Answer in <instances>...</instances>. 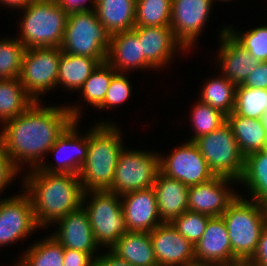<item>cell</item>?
I'll list each match as a JSON object with an SVG mask.
<instances>
[{"label":"cell","mask_w":267,"mask_h":266,"mask_svg":"<svg viewBox=\"0 0 267 266\" xmlns=\"http://www.w3.org/2000/svg\"><path fill=\"white\" fill-rule=\"evenodd\" d=\"M41 104L34 101L25 112L0 124L4 149L20 171L24 164L30 169L40 167L56 140L75 120L81 119L82 108L75 104L63 107Z\"/></svg>","instance_id":"cell-1"},{"label":"cell","mask_w":267,"mask_h":266,"mask_svg":"<svg viewBox=\"0 0 267 266\" xmlns=\"http://www.w3.org/2000/svg\"><path fill=\"white\" fill-rule=\"evenodd\" d=\"M23 176V192L31 199L35 221L47 228L82 206L84 190L74 174L47 173L39 167Z\"/></svg>","instance_id":"cell-2"},{"label":"cell","mask_w":267,"mask_h":266,"mask_svg":"<svg viewBox=\"0 0 267 266\" xmlns=\"http://www.w3.org/2000/svg\"><path fill=\"white\" fill-rule=\"evenodd\" d=\"M121 133L109 120L99 122L88 131V154L78 174L84 192L111 187L124 148Z\"/></svg>","instance_id":"cell-3"},{"label":"cell","mask_w":267,"mask_h":266,"mask_svg":"<svg viewBox=\"0 0 267 266\" xmlns=\"http://www.w3.org/2000/svg\"><path fill=\"white\" fill-rule=\"evenodd\" d=\"M245 198L238 195L221 215L228 231L232 254L238 261L252 258L261 232L267 225L266 205Z\"/></svg>","instance_id":"cell-4"},{"label":"cell","mask_w":267,"mask_h":266,"mask_svg":"<svg viewBox=\"0 0 267 266\" xmlns=\"http://www.w3.org/2000/svg\"><path fill=\"white\" fill-rule=\"evenodd\" d=\"M21 11L17 39L26 49L60 47L68 14L56 0H34Z\"/></svg>","instance_id":"cell-5"},{"label":"cell","mask_w":267,"mask_h":266,"mask_svg":"<svg viewBox=\"0 0 267 266\" xmlns=\"http://www.w3.org/2000/svg\"><path fill=\"white\" fill-rule=\"evenodd\" d=\"M111 35L99 22L95 10L68 14L60 49L63 53L106 62Z\"/></svg>","instance_id":"cell-6"},{"label":"cell","mask_w":267,"mask_h":266,"mask_svg":"<svg viewBox=\"0 0 267 266\" xmlns=\"http://www.w3.org/2000/svg\"><path fill=\"white\" fill-rule=\"evenodd\" d=\"M89 197L91 199H88ZM82 207L88 215L94 239L99 247L110 249L128 232L120 195L108 190H89L83 194Z\"/></svg>","instance_id":"cell-7"},{"label":"cell","mask_w":267,"mask_h":266,"mask_svg":"<svg viewBox=\"0 0 267 266\" xmlns=\"http://www.w3.org/2000/svg\"><path fill=\"white\" fill-rule=\"evenodd\" d=\"M215 176H224L239 181L242 178L245 156L226 121L211 133L194 141Z\"/></svg>","instance_id":"cell-8"},{"label":"cell","mask_w":267,"mask_h":266,"mask_svg":"<svg viewBox=\"0 0 267 266\" xmlns=\"http://www.w3.org/2000/svg\"><path fill=\"white\" fill-rule=\"evenodd\" d=\"M160 154L123 148L108 191L118 195L153 187L160 172Z\"/></svg>","instance_id":"cell-9"},{"label":"cell","mask_w":267,"mask_h":266,"mask_svg":"<svg viewBox=\"0 0 267 266\" xmlns=\"http://www.w3.org/2000/svg\"><path fill=\"white\" fill-rule=\"evenodd\" d=\"M61 55L58 47L25 50L19 80L34 101H41L39 97L42 94L57 87Z\"/></svg>","instance_id":"cell-10"},{"label":"cell","mask_w":267,"mask_h":266,"mask_svg":"<svg viewBox=\"0 0 267 266\" xmlns=\"http://www.w3.org/2000/svg\"><path fill=\"white\" fill-rule=\"evenodd\" d=\"M160 172L177 179L187 187L207 182L215 177L194 142L186 141L166 157L160 154Z\"/></svg>","instance_id":"cell-11"},{"label":"cell","mask_w":267,"mask_h":266,"mask_svg":"<svg viewBox=\"0 0 267 266\" xmlns=\"http://www.w3.org/2000/svg\"><path fill=\"white\" fill-rule=\"evenodd\" d=\"M21 192L0 199V247L23 240L39 228L31 199Z\"/></svg>","instance_id":"cell-12"},{"label":"cell","mask_w":267,"mask_h":266,"mask_svg":"<svg viewBox=\"0 0 267 266\" xmlns=\"http://www.w3.org/2000/svg\"><path fill=\"white\" fill-rule=\"evenodd\" d=\"M213 0H172L170 27L176 38L190 51L202 34Z\"/></svg>","instance_id":"cell-13"},{"label":"cell","mask_w":267,"mask_h":266,"mask_svg":"<svg viewBox=\"0 0 267 266\" xmlns=\"http://www.w3.org/2000/svg\"><path fill=\"white\" fill-rule=\"evenodd\" d=\"M78 123L79 121L75 120L50 148L49 152L53 153L56 158V166L50 164V162L48 164L44 162L39 167L42 171L59 174H79L88 154V131L84 135H80L77 128L79 126Z\"/></svg>","instance_id":"cell-14"},{"label":"cell","mask_w":267,"mask_h":266,"mask_svg":"<svg viewBox=\"0 0 267 266\" xmlns=\"http://www.w3.org/2000/svg\"><path fill=\"white\" fill-rule=\"evenodd\" d=\"M236 182L232 178L215 176L207 182L189 187L188 210L211 217L221 216L238 196L234 192L236 190L229 187Z\"/></svg>","instance_id":"cell-15"},{"label":"cell","mask_w":267,"mask_h":266,"mask_svg":"<svg viewBox=\"0 0 267 266\" xmlns=\"http://www.w3.org/2000/svg\"><path fill=\"white\" fill-rule=\"evenodd\" d=\"M133 31L142 43V56L153 67L154 71L169 65L174 59L175 52L188 51L176 38L170 26L135 27Z\"/></svg>","instance_id":"cell-16"},{"label":"cell","mask_w":267,"mask_h":266,"mask_svg":"<svg viewBox=\"0 0 267 266\" xmlns=\"http://www.w3.org/2000/svg\"><path fill=\"white\" fill-rule=\"evenodd\" d=\"M149 234L158 266H185L195 261L194 245L171 223H162Z\"/></svg>","instance_id":"cell-17"},{"label":"cell","mask_w":267,"mask_h":266,"mask_svg":"<svg viewBox=\"0 0 267 266\" xmlns=\"http://www.w3.org/2000/svg\"><path fill=\"white\" fill-rule=\"evenodd\" d=\"M195 261L220 266H233L238 260L232 248L225 222L221 216L211 217L205 231L194 245Z\"/></svg>","instance_id":"cell-18"},{"label":"cell","mask_w":267,"mask_h":266,"mask_svg":"<svg viewBox=\"0 0 267 266\" xmlns=\"http://www.w3.org/2000/svg\"><path fill=\"white\" fill-rule=\"evenodd\" d=\"M128 231L151 232L163 222L153 187L120 195Z\"/></svg>","instance_id":"cell-19"},{"label":"cell","mask_w":267,"mask_h":266,"mask_svg":"<svg viewBox=\"0 0 267 266\" xmlns=\"http://www.w3.org/2000/svg\"><path fill=\"white\" fill-rule=\"evenodd\" d=\"M58 228L51 235L64 247L88 253L93 259L97 255V245L88 215L81 206L79 209L70 212L57 220Z\"/></svg>","instance_id":"cell-20"},{"label":"cell","mask_w":267,"mask_h":266,"mask_svg":"<svg viewBox=\"0 0 267 266\" xmlns=\"http://www.w3.org/2000/svg\"><path fill=\"white\" fill-rule=\"evenodd\" d=\"M219 35L221 42L217 63L221 67V74L236 85L242 84L256 69L259 61L227 32V26L223 27Z\"/></svg>","instance_id":"cell-21"},{"label":"cell","mask_w":267,"mask_h":266,"mask_svg":"<svg viewBox=\"0 0 267 266\" xmlns=\"http://www.w3.org/2000/svg\"><path fill=\"white\" fill-rule=\"evenodd\" d=\"M106 62L117 73L153 68L142 56V43L133 30L111 35Z\"/></svg>","instance_id":"cell-22"},{"label":"cell","mask_w":267,"mask_h":266,"mask_svg":"<svg viewBox=\"0 0 267 266\" xmlns=\"http://www.w3.org/2000/svg\"><path fill=\"white\" fill-rule=\"evenodd\" d=\"M153 188L156 193L158 213L163 223H171L188 210L189 187L179 180L159 172Z\"/></svg>","instance_id":"cell-23"},{"label":"cell","mask_w":267,"mask_h":266,"mask_svg":"<svg viewBox=\"0 0 267 266\" xmlns=\"http://www.w3.org/2000/svg\"><path fill=\"white\" fill-rule=\"evenodd\" d=\"M109 250L134 266H158L149 232L128 231Z\"/></svg>","instance_id":"cell-24"},{"label":"cell","mask_w":267,"mask_h":266,"mask_svg":"<svg viewBox=\"0 0 267 266\" xmlns=\"http://www.w3.org/2000/svg\"><path fill=\"white\" fill-rule=\"evenodd\" d=\"M136 0H96L99 22L110 35L135 28Z\"/></svg>","instance_id":"cell-25"},{"label":"cell","mask_w":267,"mask_h":266,"mask_svg":"<svg viewBox=\"0 0 267 266\" xmlns=\"http://www.w3.org/2000/svg\"><path fill=\"white\" fill-rule=\"evenodd\" d=\"M227 122L232 128L241 153L247 155L267 148V131L262 119H254L231 112Z\"/></svg>","instance_id":"cell-26"},{"label":"cell","mask_w":267,"mask_h":266,"mask_svg":"<svg viewBox=\"0 0 267 266\" xmlns=\"http://www.w3.org/2000/svg\"><path fill=\"white\" fill-rule=\"evenodd\" d=\"M97 59L63 53L59 60L57 86L63 85L68 91H77L98 67Z\"/></svg>","instance_id":"cell-27"},{"label":"cell","mask_w":267,"mask_h":266,"mask_svg":"<svg viewBox=\"0 0 267 266\" xmlns=\"http://www.w3.org/2000/svg\"><path fill=\"white\" fill-rule=\"evenodd\" d=\"M238 183L249 188L251 199H247L267 203V148L245 157L243 175Z\"/></svg>","instance_id":"cell-28"},{"label":"cell","mask_w":267,"mask_h":266,"mask_svg":"<svg viewBox=\"0 0 267 266\" xmlns=\"http://www.w3.org/2000/svg\"><path fill=\"white\" fill-rule=\"evenodd\" d=\"M33 103L19 78L0 79V123L19 116Z\"/></svg>","instance_id":"cell-29"},{"label":"cell","mask_w":267,"mask_h":266,"mask_svg":"<svg viewBox=\"0 0 267 266\" xmlns=\"http://www.w3.org/2000/svg\"><path fill=\"white\" fill-rule=\"evenodd\" d=\"M237 85L222 74L207 79L201 89L200 102L210 105L228 116L233 112Z\"/></svg>","instance_id":"cell-30"},{"label":"cell","mask_w":267,"mask_h":266,"mask_svg":"<svg viewBox=\"0 0 267 266\" xmlns=\"http://www.w3.org/2000/svg\"><path fill=\"white\" fill-rule=\"evenodd\" d=\"M24 253L20 261L25 266H63L64 247L52 235L34 242Z\"/></svg>","instance_id":"cell-31"},{"label":"cell","mask_w":267,"mask_h":266,"mask_svg":"<svg viewBox=\"0 0 267 266\" xmlns=\"http://www.w3.org/2000/svg\"><path fill=\"white\" fill-rule=\"evenodd\" d=\"M116 73L107 62L100 63L78 90L84 101L97 108L104 101L111 79Z\"/></svg>","instance_id":"cell-32"},{"label":"cell","mask_w":267,"mask_h":266,"mask_svg":"<svg viewBox=\"0 0 267 266\" xmlns=\"http://www.w3.org/2000/svg\"><path fill=\"white\" fill-rule=\"evenodd\" d=\"M172 0H136L135 27L170 26Z\"/></svg>","instance_id":"cell-33"},{"label":"cell","mask_w":267,"mask_h":266,"mask_svg":"<svg viewBox=\"0 0 267 266\" xmlns=\"http://www.w3.org/2000/svg\"><path fill=\"white\" fill-rule=\"evenodd\" d=\"M233 112L254 119H262L267 112V89L236 87Z\"/></svg>","instance_id":"cell-34"},{"label":"cell","mask_w":267,"mask_h":266,"mask_svg":"<svg viewBox=\"0 0 267 266\" xmlns=\"http://www.w3.org/2000/svg\"><path fill=\"white\" fill-rule=\"evenodd\" d=\"M190 112L192 128L194 135L187 139L189 142H194L201 136L207 135L227 121V116L221 111L212 108L210 105L204 104L198 100Z\"/></svg>","instance_id":"cell-35"},{"label":"cell","mask_w":267,"mask_h":266,"mask_svg":"<svg viewBox=\"0 0 267 266\" xmlns=\"http://www.w3.org/2000/svg\"><path fill=\"white\" fill-rule=\"evenodd\" d=\"M26 48L17 39H0V79L19 78Z\"/></svg>","instance_id":"cell-36"},{"label":"cell","mask_w":267,"mask_h":266,"mask_svg":"<svg viewBox=\"0 0 267 266\" xmlns=\"http://www.w3.org/2000/svg\"><path fill=\"white\" fill-rule=\"evenodd\" d=\"M227 32L243 46L253 58L257 59L259 62L267 61V24L242 33L228 25Z\"/></svg>","instance_id":"cell-37"},{"label":"cell","mask_w":267,"mask_h":266,"mask_svg":"<svg viewBox=\"0 0 267 266\" xmlns=\"http://www.w3.org/2000/svg\"><path fill=\"white\" fill-rule=\"evenodd\" d=\"M211 216L187 210L175 218L171 224L192 245H195L203 235Z\"/></svg>","instance_id":"cell-38"},{"label":"cell","mask_w":267,"mask_h":266,"mask_svg":"<svg viewBox=\"0 0 267 266\" xmlns=\"http://www.w3.org/2000/svg\"><path fill=\"white\" fill-rule=\"evenodd\" d=\"M126 77L125 73H116L112 77L104 101L97 107L98 109L115 108L131 97L132 86Z\"/></svg>","instance_id":"cell-39"},{"label":"cell","mask_w":267,"mask_h":266,"mask_svg":"<svg viewBox=\"0 0 267 266\" xmlns=\"http://www.w3.org/2000/svg\"><path fill=\"white\" fill-rule=\"evenodd\" d=\"M19 172L22 173L6 153L0 138V193L5 190V187H7L10 182H13L12 180L20 174Z\"/></svg>","instance_id":"cell-40"},{"label":"cell","mask_w":267,"mask_h":266,"mask_svg":"<svg viewBox=\"0 0 267 266\" xmlns=\"http://www.w3.org/2000/svg\"><path fill=\"white\" fill-rule=\"evenodd\" d=\"M241 85L248 88L267 89V61L259 62L256 69Z\"/></svg>","instance_id":"cell-41"},{"label":"cell","mask_w":267,"mask_h":266,"mask_svg":"<svg viewBox=\"0 0 267 266\" xmlns=\"http://www.w3.org/2000/svg\"><path fill=\"white\" fill-rule=\"evenodd\" d=\"M63 266H94V259L88 253L64 248Z\"/></svg>","instance_id":"cell-42"},{"label":"cell","mask_w":267,"mask_h":266,"mask_svg":"<svg viewBox=\"0 0 267 266\" xmlns=\"http://www.w3.org/2000/svg\"><path fill=\"white\" fill-rule=\"evenodd\" d=\"M60 7H62L67 14L74 12H84L95 10L96 0H90L92 7H88L86 2L89 0H56ZM87 5V6H86Z\"/></svg>","instance_id":"cell-43"},{"label":"cell","mask_w":267,"mask_h":266,"mask_svg":"<svg viewBox=\"0 0 267 266\" xmlns=\"http://www.w3.org/2000/svg\"><path fill=\"white\" fill-rule=\"evenodd\" d=\"M250 261L259 266H267V225L261 232L257 249Z\"/></svg>","instance_id":"cell-44"},{"label":"cell","mask_w":267,"mask_h":266,"mask_svg":"<svg viewBox=\"0 0 267 266\" xmlns=\"http://www.w3.org/2000/svg\"><path fill=\"white\" fill-rule=\"evenodd\" d=\"M94 266H134L131 263L117 257L109 249L106 253L99 255L94 259Z\"/></svg>","instance_id":"cell-45"},{"label":"cell","mask_w":267,"mask_h":266,"mask_svg":"<svg viewBox=\"0 0 267 266\" xmlns=\"http://www.w3.org/2000/svg\"><path fill=\"white\" fill-rule=\"evenodd\" d=\"M34 0H0L1 5H6L5 7H9L10 9H18L23 10L29 3Z\"/></svg>","instance_id":"cell-46"},{"label":"cell","mask_w":267,"mask_h":266,"mask_svg":"<svg viewBox=\"0 0 267 266\" xmlns=\"http://www.w3.org/2000/svg\"><path fill=\"white\" fill-rule=\"evenodd\" d=\"M233 266H259V265H256L250 260H240V261H237Z\"/></svg>","instance_id":"cell-47"},{"label":"cell","mask_w":267,"mask_h":266,"mask_svg":"<svg viewBox=\"0 0 267 266\" xmlns=\"http://www.w3.org/2000/svg\"><path fill=\"white\" fill-rule=\"evenodd\" d=\"M185 266H220V265L194 261V262L188 263Z\"/></svg>","instance_id":"cell-48"},{"label":"cell","mask_w":267,"mask_h":266,"mask_svg":"<svg viewBox=\"0 0 267 266\" xmlns=\"http://www.w3.org/2000/svg\"><path fill=\"white\" fill-rule=\"evenodd\" d=\"M262 122H263V125L267 131V112L265 113V115L262 117Z\"/></svg>","instance_id":"cell-49"},{"label":"cell","mask_w":267,"mask_h":266,"mask_svg":"<svg viewBox=\"0 0 267 266\" xmlns=\"http://www.w3.org/2000/svg\"><path fill=\"white\" fill-rule=\"evenodd\" d=\"M14 266H25L20 260L17 261L16 265Z\"/></svg>","instance_id":"cell-50"},{"label":"cell","mask_w":267,"mask_h":266,"mask_svg":"<svg viewBox=\"0 0 267 266\" xmlns=\"http://www.w3.org/2000/svg\"><path fill=\"white\" fill-rule=\"evenodd\" d=\"M220 2L222 1V2H228V1H232V0H219ZM213 2H214V0H213Z\"/></svg>","instance_id":"cell-51"}]
</instances>
